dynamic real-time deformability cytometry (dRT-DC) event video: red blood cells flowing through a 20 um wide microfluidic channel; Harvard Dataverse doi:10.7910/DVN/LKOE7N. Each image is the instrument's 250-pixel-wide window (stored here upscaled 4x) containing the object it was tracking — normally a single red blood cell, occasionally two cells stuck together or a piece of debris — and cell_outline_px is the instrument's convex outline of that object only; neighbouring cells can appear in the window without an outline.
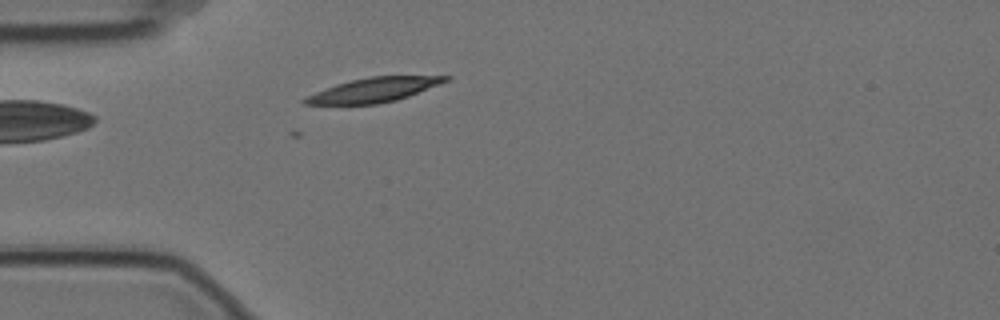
{"species": "Egyptian fruit bat (a non-hibernating species)", "species_latin": "Rousettus aegyptiacus", "temperature_condition": "cold", "stored_images_in_passage": 3, "camera_frame_rate_fps": 3000, "um_per_image_px": 0.085, "animal": {"sex": "female"}, "frame": {"image": 1, "passage_image": 3, "time_ms": 0.667, "image_size_px": [1000, 320], "cell_outline_px": [[452, 76], [448, 80], [440, 84], [408, 96], [396, 100], [376, 104], [304, 104], [300, 100], [304, 96], [336, 84], [352, 80], [372, 76]], "centroid_in_image_um": [31.72, 7.64], "position_along_channel_um": 53.3, "area_um2": 19.77}}